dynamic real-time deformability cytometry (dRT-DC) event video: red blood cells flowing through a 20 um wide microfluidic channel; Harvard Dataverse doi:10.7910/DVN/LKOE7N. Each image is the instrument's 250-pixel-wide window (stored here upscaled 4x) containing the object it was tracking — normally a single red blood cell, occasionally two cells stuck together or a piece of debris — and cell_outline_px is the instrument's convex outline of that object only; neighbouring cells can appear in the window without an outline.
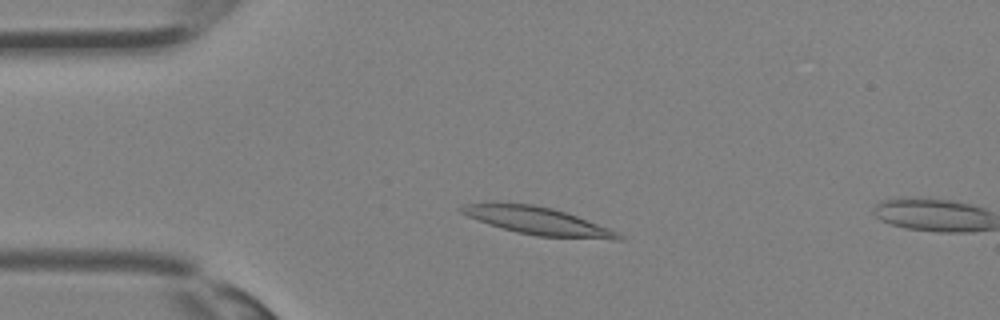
{"species": "Egyptian fruit bat (a non-hibernating species)", "species_latin": "Rousettus aegyptiacus", "temperature_condition": "room temperature", "stored_images_in_passage": 8, "camera_frame_rate_fps": 3000, "um_per_image_px": 0.085, "animal": {"sex": "female"}, "frame": {"image": 1, "passage_image": 7, "time_ms": 2.0, "image_size_px": [1000, 320], "cell_outline_px": [[624, 240], [616, 240], [536, 236], [516, 232], [488, 224], [468, 216], [460, 212], [456, 208], [464, 204], [492, 200], [532, 204], [552, 208], [576, 216], [608, 228], [624, 236]], "centroid_in_image_um": [45.59, 18.74], "position_along_channel_um": 39.4, "area_um2": 25.78}}